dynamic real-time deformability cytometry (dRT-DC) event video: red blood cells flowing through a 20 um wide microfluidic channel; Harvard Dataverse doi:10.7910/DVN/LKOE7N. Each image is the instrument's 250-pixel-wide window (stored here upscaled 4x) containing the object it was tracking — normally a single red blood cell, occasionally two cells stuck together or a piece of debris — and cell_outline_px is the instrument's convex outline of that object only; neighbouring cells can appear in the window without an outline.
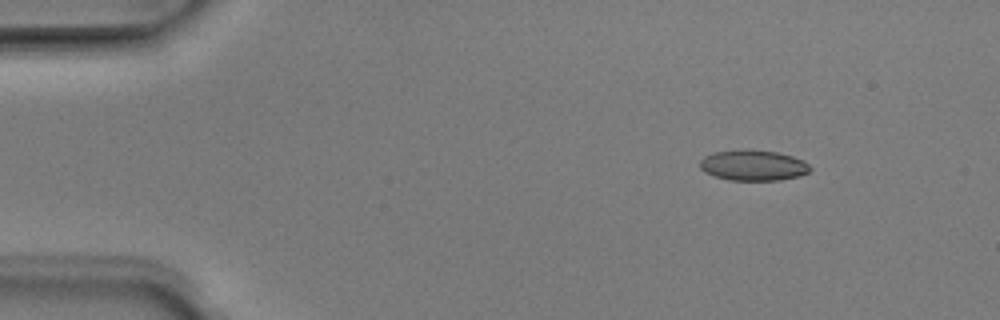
{"species": "Egyptian fruit bat (a non-hibernating species)", "species_latin": "Rousettus aegyptiacus", "temperature_condition": "room temperature", "stored_images_in_passage": 3, "camera_frame_rate_fps": 3000, "um_per_image_px": 0.085, "animal": {"sex": "male"}, "frame": {"image": 1, "passage_image": 1, "time_ms": 0.0, "image_size_px": [1000, 320], "cell_outline_px": [[812, 168], [808, 172], [800, 176], [780, 180], [728, 180], [704, 172], [700, 168], [700, 160], [704, 156], [716, 152], [744, 148], [748, 148], [776, 152], [792, 156], [804, 160]], "centroid_in_image_um": [64.03, 14.04], "position_along_channel_um": 21.0, "area_um2": 19.88}}